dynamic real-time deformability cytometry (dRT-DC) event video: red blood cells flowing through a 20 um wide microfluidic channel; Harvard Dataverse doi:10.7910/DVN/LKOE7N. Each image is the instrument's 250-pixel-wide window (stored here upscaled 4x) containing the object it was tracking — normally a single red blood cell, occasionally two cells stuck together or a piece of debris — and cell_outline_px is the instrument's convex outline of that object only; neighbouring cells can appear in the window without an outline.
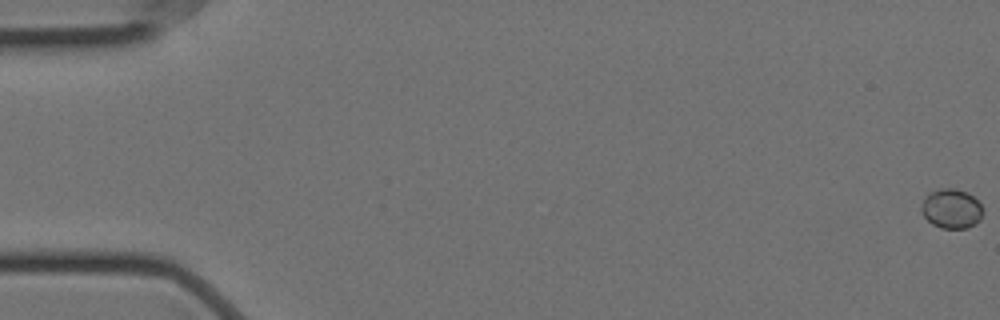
{"species": "Egyptian fruit bat (a non-hibernating species)", "species_latin": "Rousettus aegyptiacus", "temperature_condition": "cold", "stored_images_in_passage": 59, "camera_frame_rate_fps": 3000, "um_per_image_px": 0.085, "animal": {"sex": "female"}, "frame": {"image": 1, "passage_image": 1, "time_ms": 0.0, "image_size_px": [1000, 320], "cell_outline_px": [[984, 212], [980, 220], [968, 228], [940, 228], [932, 224], [920, 212], [920, 200], [924, 196], [932, 192], [944, 188], [956, 188], [968, 192], [980, 204]], "centroid_in_image_um": [80.84, 17.74], "position_along_channel_um": 4.2, "area_um2": 14.39}}
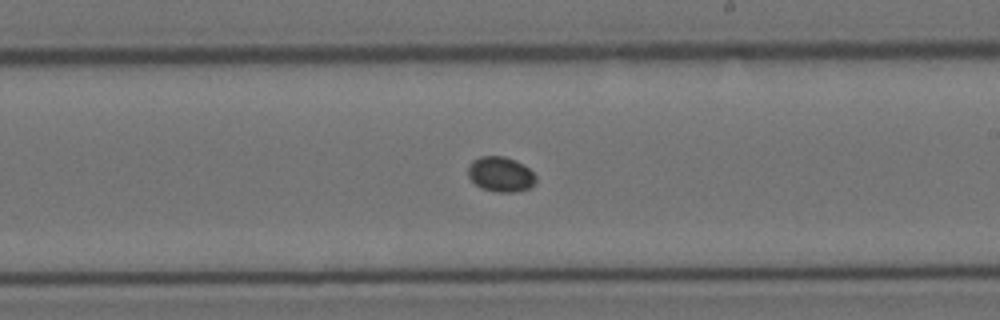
{"frame": {"image": 2, "passage_image": 35, "time_ms": 11.333, "image_size_px": [1000, 320], "cell_outline_px": [[536, 180], [528, 188], [512, 192], [496, 192], [480, 188], [468, 176], [468, 164], [472, 160], [480, 156], [504, 156], [516, 160], [524, 164], [536, 176]], "centroid_in_image_um": [42.52, 14.79], "position_along_channel_um": 246.5, "area_um2": 13.87}}
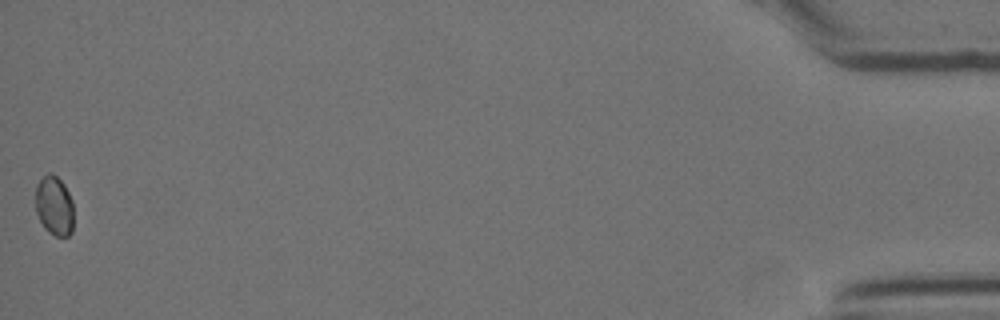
{"frame": {"image": 3, "passage_image": 59, "time_ms": 19.333, "image_size_px": [1000, 320], "cell_outline_px": [[72, 232], [68, 236], [56, 236], [48, 232], [44, 228], [36, 212], [36, 184], [48, 172], [52, 172], [64, 184], [72, 200]], "centroid_in_image_um": [4.6, 17.48], "position_along_channel_um": 430.6, "area_um2": 13.18}}